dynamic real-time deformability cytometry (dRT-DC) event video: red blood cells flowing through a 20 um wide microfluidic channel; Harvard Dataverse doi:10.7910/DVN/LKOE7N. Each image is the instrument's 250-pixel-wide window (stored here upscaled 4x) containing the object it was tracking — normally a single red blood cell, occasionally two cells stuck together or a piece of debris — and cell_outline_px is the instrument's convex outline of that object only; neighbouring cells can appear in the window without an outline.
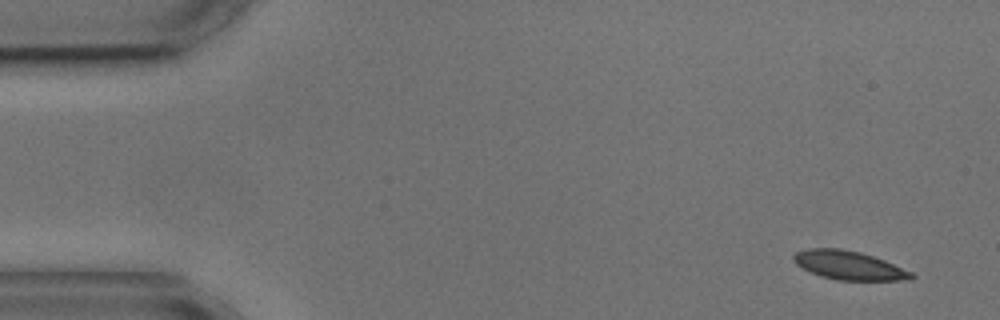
{"species": "common noctule bat (a hibernating species)", "species_latin": "Nyctalus noctula", "temperature_condition": "cold", "stored_images_in_passage": 5, "camera_frame_rate_fps": 3000, "um_per_image_px": 0.085, "animal": {"sex": "male", "body_mass_g": 17.9, "forearm_length_mm": 54.2}, "frame": {"image": 1, "passage_image": 1, "time_ms": 0.0, "image_size_px": [1000, 320], "cell_outline_px": [[916, 276], [912, 280], [836, 280], [820, 276], [796, 264], [792, 260], [792, 256], [796, 252], [808, 248], [840, 248], [860, 252], [884, 260], [912, 272]], "centroid_in_image_um": [72.16, 22.55], "position_along_channel_um": 12.8, "area_um2": 19.71}}
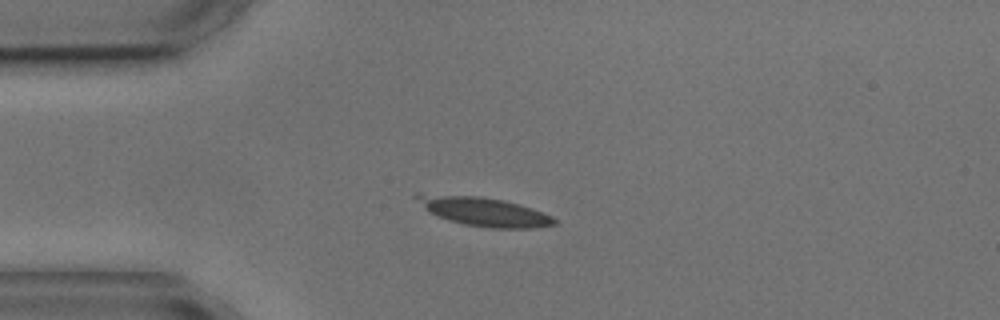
{"frame": {"image": 2, "passage_image": 4, "time_ms": 3.333, "image_size_px": [1000, 320], "cell_outline_px": [[560, 220], [556, 224], [536, 228], [488, 228], [464, 224], [448, 220], [436, 216], [428, 212], [412, 196], [416, 192], [420, 192], [480, 196], [504, 200], [532, 208], [552, 216]], "centroid_in_image_um": [41.07, 17.96], "position_along_channel_um": 43.9, "area_um2": 23.76}}